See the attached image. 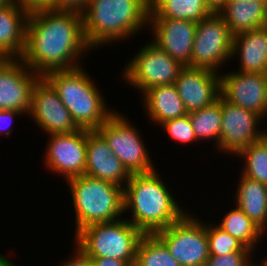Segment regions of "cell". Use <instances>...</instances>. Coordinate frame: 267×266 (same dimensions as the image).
<instances>
[{
  "label": "cell",
  "instance_id": "cell-1",
  "mask_svg": "<svg viewBox=\"0 0 267 266\" xmlns=\"http://www.w3.org/2000/svg\"><path fill=\"white\" fill-rule=\"evenodd\" d=\"M91 49L84 36L81 12L42 9L29 13L20 59L30 70L44 76L49 71L83 66L80 59Z\"/></svg>",
  "mask_w": 267,
  "mask_h": 266
},
{
  "label": "cell",
  "instance_id": "cell-2",
  "mask_svg": "<svg viewBox=\"0 0 267 266\" xmlns=\"http://www.w3.org/2000/svg\"><path fill=\"white\" fill-rule=\"evenodd\" d=\"M159 174L158 169L131 174L124 187V212L131 214L127 220L143 234H155L188 212L179 206Z\"/></svg>",
  "mask_w": 267,
  "mask_h": 266
},
{
  "label": "cell",
  "instance_id": "cell-3",
  "mask_svg": "<svg viewBox=\"0 0 267 266\" xmlns=\"http://www.w3.org/2000/svg\"><path fill=\"white\" fill-rule=\"evenodd\" d=\"M81 13L86 41L97 50L148 29L150 0H89Z\"/></svg>",
  "mask_w": 267,
  "mask_h": 266
},
{
  "label": "cell",
  "instance_id": "cell-4",
  "mask_svg": "<svg viewBox=\"0 0 267 266\" xmlns=\"http://www.w3.org/2000/svg\"><path fill=\"white\" fill-rule=\"evenodd\" d=\"M43 77L57 91L80 129L97 130L116 111L108 107L104 94L84 66L49 71Z\"/></svg>",
  "mask_w": 267,
  "mask_h": 266
},
{
  "label": "cell",
  "instance_id": "cell-5",
  "mask_svg": "<svg viewBox=\"0 0 267 266\" xmlns=\"http://www.w3.org/2000/svg\"><path fill=\"white\" fill-rule=\"evenodd\" d=\"M75 213L76 235L84 227L124 217V188L88 175L66 180Z\"/></svg>",
  "mask_w": 267,
  "mask_h": 266
},
{
  "label": "cell",
  "instance_id": "cell-6",
  "mask_svg": "<svg viewBox=\"0 0 267 266\" xmlns=\"http://www.w3.org/2000/svg\"><path fill=\"white\" fill-rule=\"evenodd\" d=\"M127 216L88 225L74 235V242L90 258H113L134 266L137 245L144 234L127 220Z\"/></svg>",
  "mask_w": 267,
  "mask_h": 266
},
{
  "label": "cell",
  "instance_id": "cell-7",
  "mask_svg": "<svg viewBox=\"0 0 267 266\" xmlns=\"http://www.w3.org/2000/svg\"><path fill=\"white\" fill-rule=\"evenodd\" d=\"M120 113L115 111L97 131L131 174L156 170L139 129Z\"/></svg>",
  "mask_w": 267,
  "mask_h": 266
},
{
  "label": "cell",
  "instance_id": "cell-8",
  "mask_svg": "<svg viewBox=\"0 0 267 266\" xmlns=\"http://www.w3.org/2000/svg\"><path fill=\"white\" fill-rule=\"evenodd\" d=\"M125 65L122 79L141 95L150 88L174 84L184 67L151 41L141 46Z\"/></svg>",
  "mask_w": 267,
  "mask_h": 266
},
{
  "label": "cell",
  "instance_id": "cell-9",
  "mask_svg": "<svg viewBox=\"0 0 267 266\" xmlns=\"http://www.w3.org/2000/svg\"><path fill=\"white\" fill-rule=\"evenodd\" d=\"M188 212L155 235L181 266H204L209 258L206 222Z\"/></svg>",
  "mask_w": 267,
  "mask_h": 266
},
{
  "label": "cell",
  "instance_id": "cell-10",
  "mask_svg": "<svg viewBox=\"0 0 267 266\" xmlns=\"http://www.w3.org/2000/svg\"><path fill=\"white\" fill-rule=\"evenodd\" d=\"M232 45L233 35L224 18L215 10L211 15L197 22L191 67L220 73L221 66L232 59Z\"/></svg>",
  "mask_w": 267,
  "mask_h": 266
},
{
  "label": "cell",
  "instance_id": "cell-11",
  "mask_svg": "<svg viewBox=\"0 0 267 266\" xmlns=\"http://www.w3.org/2000/svg\"><path fill=\"white\" fill-rule=\"evenodd\" d=\"M222 127L219 146L221 154L233 156L245 147L264 138V119L253 111L226 101L221 96ZM259 125V126H258Z\"/></svg>",
  "mask_w": 267,
  "mask_h": 266
},
{
  "label": "cell",
  "instance_id": "cell-12",
  "mask_svg": "<svg viewBox=\"0 0 267 266\" xmlns=\"http://www.w3.org/2000/svg\"><path fill=\"white\" fill-rule=\"evenodd\" d=\"M43 164L46 168L63 176L65 181L85 174L87 158V130L52 134L47 137Z\"/></svg>",
  "mask_w": 267,
  "mask_h": 266
},
{
  "label": "cell",
  "instance_id": "cell-13",
  "mask_svg": "<svg viewBox=\"0 0 267 266\" xmlns=\"http://www.w3.org/2000/svg\"><path fill=\"white\" fill-rule=\"evenodd\" d=\"M27 115L47 136L71 133L80 129L61 102L57 91L43 76L33 86Z\"/></svg>",
  "mask_w": 267,
  "mask_h": 266
},
{
  "label": "cell",
  "instance_id": "cell-14",
  "mask_svg": "<svg viewBox=\"0 0 267 266\" xmlns=\"http://www.w3.org/2000/svg\"><path fill=\"white\" fill-rule=\"evenodd\" d=\"M220 73L221 96L228 102L267 118V74Z\"/></svg>",
  "mask_w": 267,
  "mask_h": 266
},
{
  "label": "cell",
  "instance_id": "cell-15",
  "mask_svg": "<svg viewBox=\"0 0 267 266\" xmlns=\"http://www.w3.org/2000/svg\"><path fill=\"white\" fill-rule=\"evenodd\" d=\"M151 42L182 66L191 67V54L197 27L192 20L149 19Z\"/></svg>",
  "mask_w": 267,
  "mask_h": 266
},
{
  "label": "cell",
  "instance_id": "cell-16",
  "mask_svg": "<svg viewBox=\"0 0 267 266\" xmlns=\"http://www.w3.org/2000/svg\"><path fill=\"white\" fill-rule=\"evenodd\" d=\"M174 85L188 113L213 104L221 94L220 73L204 68L184 66Z\"/></svg>",
  "mask_w": 267,
  "mask_h": 266
},
{
  "label": "cell",
  "instance_id": "cell-17",
  "mask_svg": "<svg viewBox=\"0 0 267 266\" xmlns=\"http://www.w3.org/2000/svg\"><path fill=\"white\" fill-rule=\"evenodd\" d=\"M40 77L20 58H15L1 69L0 110H16L27 115L33 86Z\"/></svg>",
  "mask_w": 267,
  "mask_h": 266
},
{
  "label": "cell",
  "instance_id": "cell-18",
  "mask_svg": "<svg viewBox=\"0 0 267 266\" xmlns=\"http://www.w3.org/2000/svg\"><path fill=\"white\" fill-rule=\"evenodd\" d=\"M125 187L131 173L113 154L108 142L97 130H87L85 174Z\"/></svg>",
  "mask_w": 267,
  "mask_h": 266
},
{
  "label": "cell",
  "instance_id": "cell-19",
  "mask_svg": "<svg viewBox=\"0 0 267 266\" xmlns=\"http://www.w3.org/2000/svg\"><path fill=\"white\" fill-rule=\"evenodd\" d=\"M215 4L233 36L267 26V0H215Z\"/></svg>",
  "mask_w": 267,
  "mask_h": 266
},
{
  "label": "cell",
  "instance_id": "cell-20",
  "mask_svg": "<svg viewBox=\"0 0 267 266\" xmlns=\"http://www.w3.org/2000/svg\"><path fill=\"white\" fill-rule=\"evenodd\" d=\"M238 56L239 72L267 74V26L233 36L232 58Z\"/></svg>",
  "mask_w": 267,
  "mask_h": 266
},
{
  "label": "cell",
  "instance_id": "cell-21",
  "mask_svg": "<svg viewBox=\"0 0 267 266\" xmlns=\"http://www.w3.org/2000/svg\"><path fill=\"white\" fill-rule=\"evenodd\" d=\"M141 98L147 119L156 125L188 114L174 84L150 88Z\"/></svg>",
  "mask_w": 267,
  "mask_h": 266
},
{
  "label": "cell",
  "instance_id": "cell-22",
  "mask_svg": "<svg viewBox=\"0 0 267 266\" xmlns=\"http://www.w3.org/2000/svg\"><path fill=\"white\" fill-rule=\"evenodd\" d=\"M29 12L12 1L0 7V46L14 58H21L26 44Z\"/></svg>",
  "mask_w": 267,
  "mask_h": 266
},
{
  "label": "cell",
  "instance_id": "cell-23",
  "mask_svg": "<svg viewBox=\"0 0 267 266\" xmlns=\"http://www.w3.org/2000/svg\"><path fill=\"white\" fill-rule=\"evenodd\" d=\"M215 10V0H150L149 19L200 22Z\"/></svg>",
  "mask_w": 267,
  "mask_h": 266
},
{
  "label": "cell",
  "instance_id": "cell-24",
  "mask_svg": "<svg viewBox=\"0 0 267 266\" xmlns=\"http://www.w3.org/2000/svg\"><path fill=\"white\" fill-rule=\"evenodd\" d=\"M235 205L264 233L267 232V185L240 174Z\"/></svg>",
  "mask_w": 267,
  "mask_h": 266
},
{
  "label": "cell",
  "instance_id": "cell-25",
  "mask_svg": "<svg viewBox=\"0 0 267 266\" xmlns=\"http://www.w3.org/2000/svg\"><path fill=\"white\" fill-rule=\"evenodd\" d=\"M222 218L221 222L217 221L218 223L215 224L255 253L257 245L261 243V239H264L261 236L264 237L266 233L236 205Z\"/></svg>",
  "mask_w": 267,
  "mask_h": 266
},
{
  "label": "cell",
  "instance_id": "cell-26",
  "mask_svg": "<svg viewBox=\"0 0 267 266\" xmlns=\"http://www.w3.org/2000/svg\"><path fill=\"white\" fill-rule=\"evenodd\" d=\"M188 114L198 141L212 140L217 148L222 127L221 95L213 104Z\"/></svg>",
  "mask_w": 267,
  "mask_h": 266
},
{
  "label": "cell",
  "instance_id": "cell-27",
  "mask_svg": "<svg viewBox=\"0 0 267 266\" xmlns=\"http://www.w3.org/2000/svg\"><path fill=\"white\" fill-rule=\"evenodd\" d=\"M134 266H181L155 234H144L137 245Z\"/></svg>",
  "mask_w": 267,
  "mask_h": 266
},
{
  "label": "cell",
  "instance_id": "cell-28",
  "mask_svg": "<svg viewBox=\"0 0 267 266\" xmlns=\"http://www.w3.org/2000/svg\"><path fill=\"white\" fill-rule=\"evenodd\" d=\"M236 155L244 161V168L242 167L240 174L267 185V139L265 137L240 150Z\"/></svg>",
  "mask_w": 267,
  "mask_h": 266
},
{
  "label": "cell",
  "instance_id": "cell-29",
  "mask_svg": "<svg viewBox=\"0 0 267 266\" xmlns=\"http://www.w3.org/2000/svg\"><path fill=\"white\" fill-rule=\"evenodd\" d=\"M209 256H221L231 252H253L236 238L219 228L214 222H206Z\"/></svg>",
  "mask_w": 267,
  "mask_h": 266
},
{
  "label": "cell",
  "instance_id": "cell-30",
  "mask_svg": "<svg viewBox=\"0 0 267 266\" xmlns=\"http://www.w3.org/2000/svg\"><path fill=\"white\" fill-rule=\"evenodd\" d=\"M160 127L164 128L167 135L178 143L193 144V142L198 141L192 128L189 114L180 118L167 120Z\"/></svg>",
  "mask_w": 267,
  "mask_h": 266
},
{
  "label": "cell",
  "instance_id": "cell-31",
  "mask_svg": "<svg viewBox=\"0 0 267 266\" xmlns=\"http://www.w3.org/2000/svg\"><path fill=\"white\" fill-rule=\"evenodd\" d=\"M254 252H231L221 256H209L204 266H255ZM252 259V260H251ZM255 262V263H253Z\"/></svg>",
  "mask_w": 267,
  "mask_h": 266
},
{
  "label": "cell",
  "instance_id": "cell-32",
  "mask_svg": "<svg viewBox=\"0 0 267 266\" xmlns=\"http://www.w3.org/2000/svg\"><path fill=\"white\" fill-rule=\"evenodd\" d=\"M23 116L24 113L16 110H0V135L9 136L12 134V124L17 116ZM14 118V119H13ZM12 123V124H11ZM5 130V131H4Z\"/></svg>",
  "mask_w": 267,
  "mask_h": 266
},
{
  "label": "cell",
  "instance_id": "cell-33",
  "mask_svg": "<svg viewBox=\"0 0 267 266\" xmlns=\"http://www.w3.org/2000/svg\"><path fill=\"white\" fill-rule=\"evenodd\" d=\"M74 245L72 258L68 256V259L61 262L60 266H92L91 258L75 242Z\"/></svg>",
  "mask_w": 267,
  "mask_h": 266
},
{
  "label": "cell",
  "instance_id": "cell-34",
  "mask_svg": "<svg viewBox=\"0 0 267 266\" xmlns=\"http://www.w3.org/2000/svg\"><path fill=\"white\" fill-rule=\"evenodd\" d=\"M23 8H25L29 13L36 10L42 9H55V0H12Z\"/></svg>",
  "mask_w": 267,
  "mask_h": 266
},
{
  "label": "cell",
  "instance_id": "cell-35",
  "mask_svg": "<svg viewBox=\"0 0 267 266\" xmlns=\"http://www.w3.org/2000/svg\"><path fill=\"white\" fill-rule=\"evenodd\" d=\"M89 0H55V10H72L82 12Z\"/></svg>",
  "mask_w": 267,
  "mask_h": 266
},
{
  "label": "cell",
  "instance_id": "cell-36",
  "mask_svg": "<svg viewBox=\"0 0 267 266\" xmlns=\"http://www.w3.org/2000/svg\"><path fill=\"white\" fill-rule=\"evenodd\" d=\"M92 266H130L126 261L113 258H91Z\"/></svg>",
  "mask_w": 267,
  "mask_h": 266
},
{
  "label": "cell",
  "instance_id": "cell-37",
  "mask_svg": "<svg viewBox=\"0 0 267 266\" xmlns=\"http://www.w3.org/2000/svg\"><path fill=\"white\" fill-rule=\"evenodd\" d=\"M15 58L0 46V70L6 67Z\"/></svg>",
  "mask_w": 267,
  "mask_h": 266
},
{
  "label": "cell",
  "instance_id": "cell-38",
  "mask_svg": "<svg viewBox=\"0 0 267 266\" xmlns=\"http://www.w3.org/2000/svg\"><path fill=\"white\" fill-rule=\"evenodd\" d=\"M0 266H18V264L16 265L10 259H8L5 255H2L0 253Z\"/></svg>",
  "mask_w": 267,
  "mask_h": 266
},
{
  "label": "cell",
  "instance_id": "cell-39",
  "mask_svg": "<svg viewBox=\"0 0 267 266\" xmlns=\"http://www.w3.org/2000/svg\"><path fill=\"white\" fill-rule=\"evenodd\" d=\"M267 255V253H266ZM259 263L262 265V266H267V256L263 257V259L259 260Z\"/></svg>",
  "mask_w": 267,
  "mask_h": 266
},
{
  "label": "cell",
  "instance_id": "cell-40",
  "mask_svg": "<svg viewBox=\"0 0 267 266\" xmlns=\"http://www.w3.org/2000/svg\"><path fill=\"white\" fill-rule=\"evenodd\" d=\"M11 2H12V0H0V7H2L4 5H8Z\"/></svg>",
  "mask_w": 267,
  "mask_h": 266
},
{
  "label": "cell",
  "instance_id": "cell-41",
  "mask_svg": "<svg viewBox=\"0 0 267 266\" xmlns=\"http://www.w3.org/2000/svg\"><path fill=\"white\" fill-rule=\"evenodd\" d=\"M264 137L267 139V129H264Z\"/></svg>",
  "mask_w": 267,
  "mask_h": 266
}]
</instances>
